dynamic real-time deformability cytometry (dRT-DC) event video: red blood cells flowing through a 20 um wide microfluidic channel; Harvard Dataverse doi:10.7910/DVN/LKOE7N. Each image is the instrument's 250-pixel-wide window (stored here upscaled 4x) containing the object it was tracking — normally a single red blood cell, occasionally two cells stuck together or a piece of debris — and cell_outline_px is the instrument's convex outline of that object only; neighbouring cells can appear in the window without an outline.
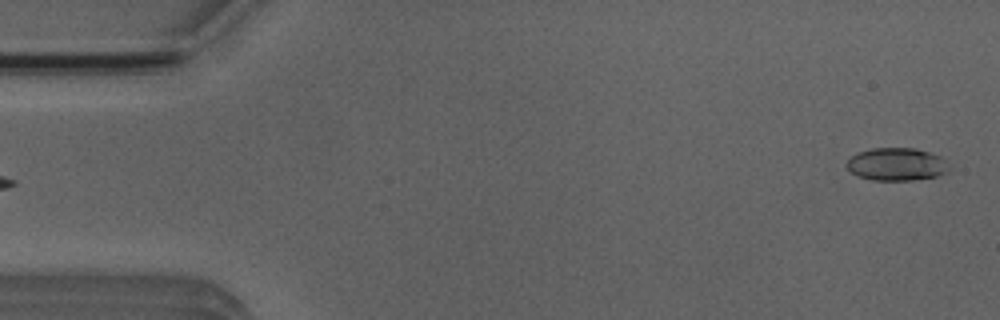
{"species": "Egyptian fruit bat (a non-hibernating species)", "species_latin": "Rousettus aegyptiacus", "temperature_condition": "room temperature", "stored_images_in_passage": 5, "segment_of_instrument_passage": [2, 2], "camera_frame_rate_fps": 3000, "um_per_image_px": 0.085, "animal": {"sex": "male"}, "frame": {"image": 1, "passage_image": 5, "time_ms": 4.667, "image_size_px": [1000, 320], "cell_outline_px": [[948, 168], [944, 172], [936, 176], [912, 180], [872, 180], [860, 176], [852, 172], [844, 164], [856, 152], [872, 148], [916, 148], [940, 156], [944, 160]], "centroid_in_image_um": [76.16, 13.95], "position_along_channel_um": 8.8, "area_um2": 19.31}}